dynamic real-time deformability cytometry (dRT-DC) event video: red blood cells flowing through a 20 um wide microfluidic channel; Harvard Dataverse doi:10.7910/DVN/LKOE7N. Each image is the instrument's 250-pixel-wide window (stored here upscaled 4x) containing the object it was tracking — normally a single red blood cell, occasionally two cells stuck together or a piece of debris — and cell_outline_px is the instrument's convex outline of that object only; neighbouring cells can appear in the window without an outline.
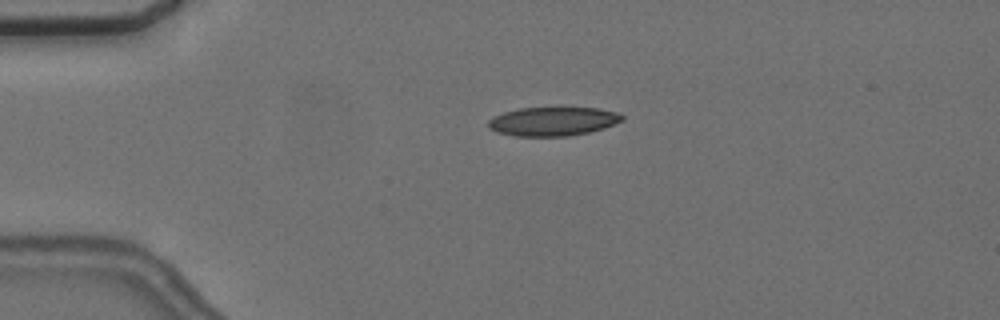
{"species": "common noctule bat (a hibernating species)", "species_latin": "Nyctalus noctula", "temperature_condition": "cold", "stored_images_in_passage": 5, "camera_frame_rate_fps": 3000, "um_per_image_px": 0.085, "animal": {"sex": "female", "body_mass_g": 24.6, "forearm_length_mm": 56.2}, "frame": {"image": 1, "passage_image": 4, "time_ms": 3.667, "image_size_px": [1000, 320], "cell_outline_px": [[624, 120], [604, 128], [588, 132], [568, 136], [516, 136], [496, 132], [488, 128], [488, 120], [504, 112], [520, 108], [600, 108], [616, 112], [624, 116]], "centroid_in_image_um": [47.0, 10.32], "position_along_channel_um": 38.0, "area_um2": 22.43}}